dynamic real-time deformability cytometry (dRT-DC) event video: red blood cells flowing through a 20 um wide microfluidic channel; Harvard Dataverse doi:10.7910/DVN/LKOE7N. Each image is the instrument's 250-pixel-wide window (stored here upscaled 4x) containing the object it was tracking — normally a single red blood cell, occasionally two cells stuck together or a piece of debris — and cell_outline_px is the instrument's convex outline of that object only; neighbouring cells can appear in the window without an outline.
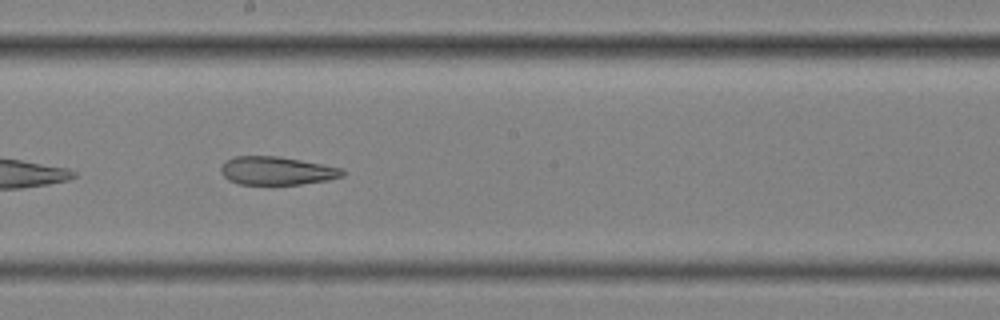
{"species": "common noctule bat (a hibernating species)", "species_latin": "Nyctalus noctula", "temperature_condition": "cold", "stored_images_in_passage": 9, "camera_frame_rate_fps": 3000, "um_per_image_px": 0.085, "animal": {"sex": "female", "body_mass_g": 25.1}, "frame": {"image": 1, "passage_image": 8, "time_ms": 2.333, "image_size_px": [1000, 320], "cell_outline_px": [[348, 172], [344, 176], [328, 180], [300, 184], [240, 184], [228, 180], [220, 172], [220, 168], [228, 160], [236, 156], [280, 156], [344, 168]], "centroid_in_image_um": [23.59, 14.51], "position_along_channel_um": 224.6, "area_um2": 20.11}}